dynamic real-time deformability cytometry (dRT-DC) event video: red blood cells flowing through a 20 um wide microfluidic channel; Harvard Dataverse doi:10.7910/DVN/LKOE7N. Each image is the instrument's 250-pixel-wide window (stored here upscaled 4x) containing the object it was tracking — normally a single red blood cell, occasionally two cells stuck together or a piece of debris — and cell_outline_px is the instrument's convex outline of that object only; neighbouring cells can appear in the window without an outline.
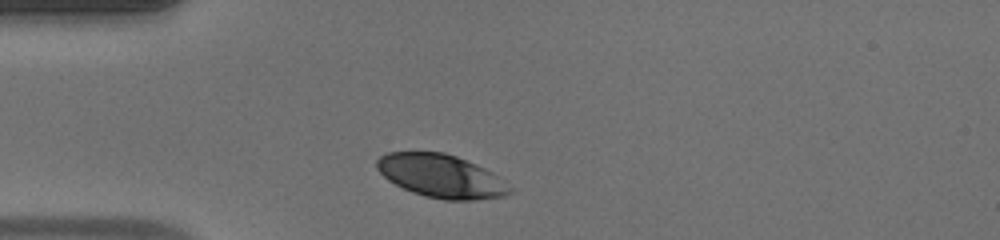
{"species": "human", "species_latin": "Homo sapiens", "temperature_condition": "warm", "stored_images_in_passage": 29, "camera_frame_rate_fps": 3000, "um_per_image_px": 0.085, "donor": {"sex": "male"}, "frame": {"image": 1, "passage_image": 1, "time_ms": 0.0, "image_size_px": [1000, 240], "cell_outline_px": [[512, 192], [504, 196], [472, 200], [444, 200], [424, 196], [412, 192], [388, 180], [376, 168], [376, 160], [380, 156], [388, 152], [444, 152], [456, 156], [476, 164], [492, 172], [512, 188]], "centroid_in_image_um": [37.49, 14.96], "position_along_channel_um": 47.5, "area_um2": 33.35}}
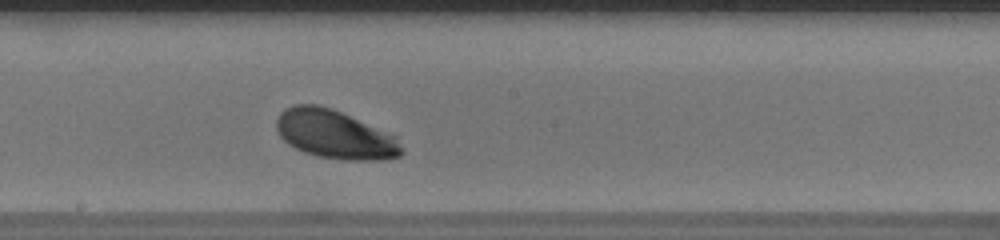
{"frame": {"image": 2, "passage_image": 15, "time_ms": 4.667, "image_size_px": [1000, 240], "cell_outline_px": [[404, 152], [400, 156], [384, 160], [344, 160], [316, 156], [304, 152], [288, 144], [280, 136], [276, 128], [276, 120], [280, 112], [284, 108], [296, 104], [316, 104], [332, 108], [396, 136]], "centroid_in_image_um": [28.45, 11.43], "position_along_channel_um": 219.8, "area_um2": 35.55}}
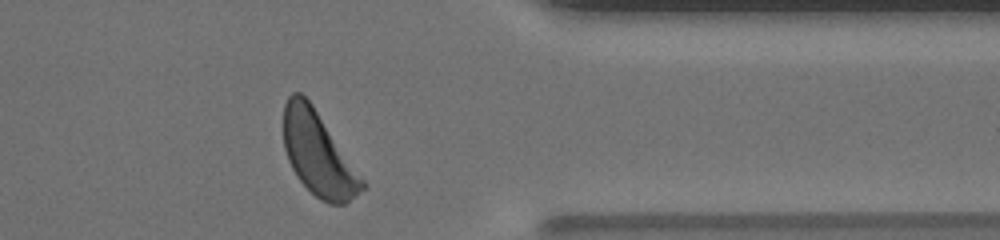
{"frame": {"image": 3, "passage_image": 28, "time_ms": 9.0, "image_size_px": [1000, 240], "cell_outline_px": [[368, 188], [344, 204], [328, 204], [320, 200], [296, 176], [288, 160], [284, 148], [284, 104], [288, 96], [292, 92], [300, 92], [312, 104], [368, 184]], "centroid_in_image_um": [27.08, 13.11], "position_along_channel_um": 384.3, "area_um2": 38.32}, "authors_computed_cell_mechanics": {"area_um2": 35.0846, "velocity_mm_per_s": 4.0646, "shape_relaxation_time_tau1_ms": 1.1235, "shape_relaxation_time_tau2_ms": null, "deformation_change_tau1": 0.0956, "deformation_change_tau2": null}}